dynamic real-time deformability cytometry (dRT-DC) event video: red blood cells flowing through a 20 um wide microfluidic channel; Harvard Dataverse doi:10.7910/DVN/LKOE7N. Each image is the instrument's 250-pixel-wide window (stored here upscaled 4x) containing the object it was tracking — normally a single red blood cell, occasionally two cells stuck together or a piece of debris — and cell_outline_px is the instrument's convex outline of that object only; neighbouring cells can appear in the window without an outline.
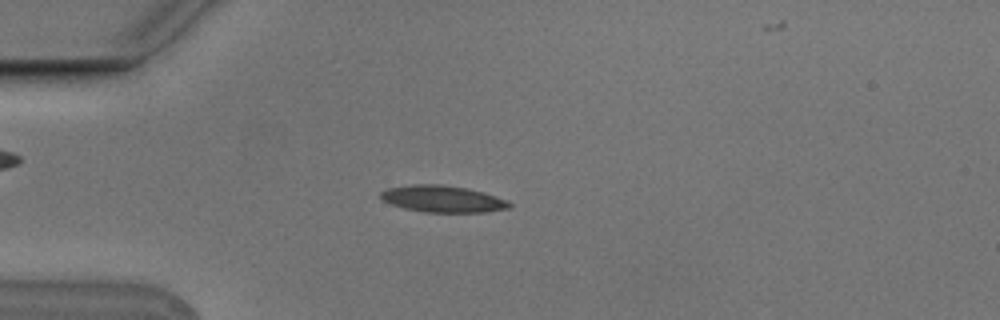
{"species": "Egyptian fruit bat (a non-hibernating species)", "species_latin": "Rousettus aegyptiacus", "temperature_condition": "cold", "stored_images_in_passage": 4, "camera_frame_rate_fps": 3000, "um_per_image_px": 0.085, "animal": {"sex": "male"}, "frame": {"image": 1, "passage_image": 3, "time_ms": 0.667, "image_size_px": [1000, 320], "cell_outline_px": [[512, 204], [508, 208], [484, 212], [424, 212], [404, 208], [392, 204], [384, 200], [380, 196], [380, 192], [388, 188], [412, 184], [440, 184], [464, 188], [484, 192], [508, 200]], "centroid_in_image_um": [37.63, 16.9], "position_along_channel_um": 47.4, "area_um2": 19.88}}